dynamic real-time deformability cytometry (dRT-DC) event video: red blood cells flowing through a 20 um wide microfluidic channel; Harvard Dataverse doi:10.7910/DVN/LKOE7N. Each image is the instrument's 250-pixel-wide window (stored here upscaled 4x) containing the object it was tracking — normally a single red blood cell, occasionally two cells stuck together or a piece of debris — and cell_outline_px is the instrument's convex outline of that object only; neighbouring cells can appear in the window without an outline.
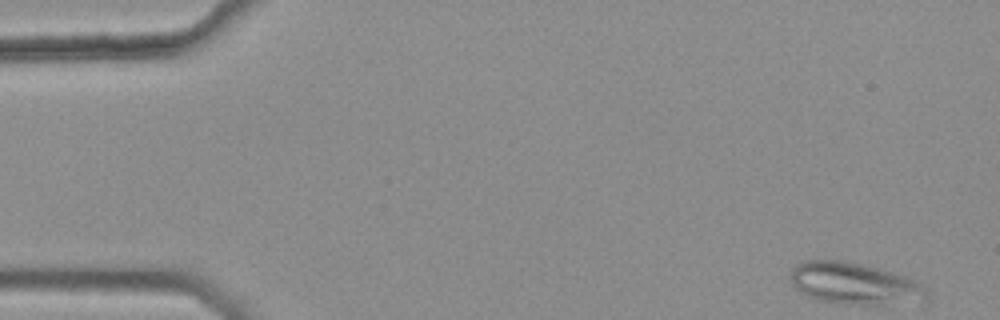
{"species": "common noctule bat (a hibernating species)", "species_latin": "Nyctalus noctula", "temperature_condition": "warm", "stored_images_in_passage": 42, "camera_frame_rate_fps": 3000, "um_per_image_px": 0.085, "animal": {"sex": "female", "body_mass_g": 25.1}, "frame": {"image": 1, "passage_image": 1, "time_ms": 0.0, "image_size_px": [1000, 320], "cell_outline_px": [[928, 300], [884, 304], [836, 304], [820, 300], [808, 296], [800, 292], [788, 280], [792, 268], [796, 264], [804, 260], [844, 260], [876, 268], [912, 280], [920, 284], [928, 292]], "centroid_in_image_um": [72.53, 24.1], "position_along_channel_um": 12.5, "area_um2": 32.83}}
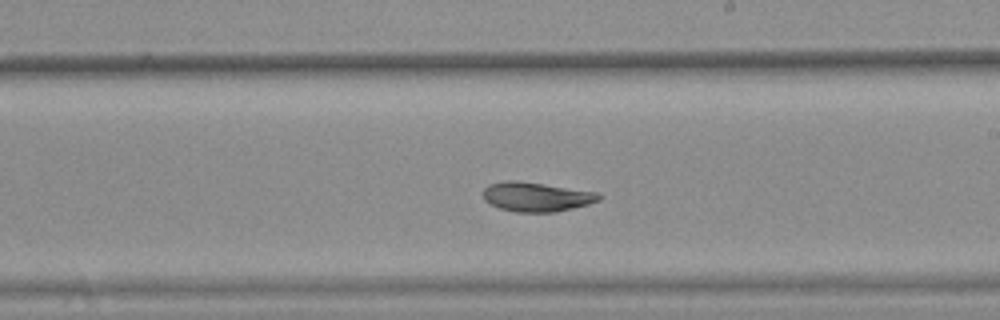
{"frame": {"image": 2, "passage_image": 29, "time_ms": 9.333, "image_size_px": [1000, 320], "cell_outline_px": [[600, 200], [588, 204], [556, 212], [516, 212], [500, 208], [488, 204], [484, 200], [484, 188], [488, 184], [504, 180], [516, 180], [596, 192], [600, 196]], "centroid_in_image_um": [45.53, 16.73], "position_along_channel_um": 243.5, "area_um2": 19.71}}
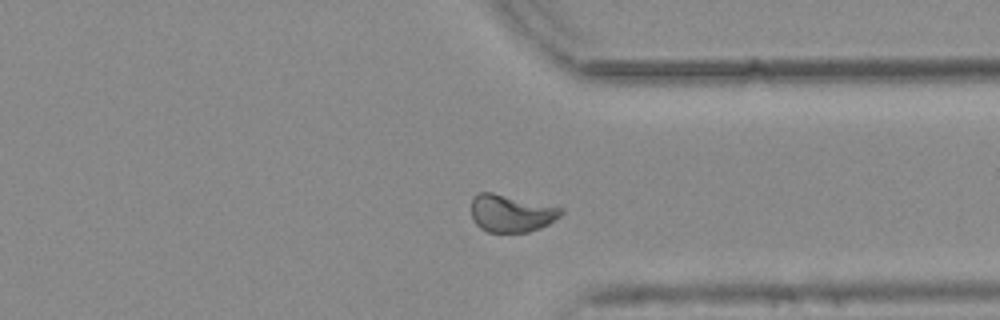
{"frame": {"image": 3, "passage_image": 39, "time_ms": 12.667, "image_size_px": [1000, 320], "cell_outline_px": [[564, 212], [560, 216], [548, 224], [540, 228], [528, 232], [488, 232], [480, 228], [476, 224], [472, 216], [472, 196], [480, 192], [492, 192], [564, 208]], "centroid_in_image_um": [43.45, 18.12], "position_along_channel_um": 367.9, "area_um2": 19.59}, "authors_computed_cell_mechanics": {"area_um2": 19.9988, "velocity_mm_per_s": 3.7513, "shape_relaxation_time_tau1_ms": null, "shape_relaxation_time_tau2_ms": 1.5063, "deformation_change_tau1": null, "deformation_change_tau2": 0.058}}